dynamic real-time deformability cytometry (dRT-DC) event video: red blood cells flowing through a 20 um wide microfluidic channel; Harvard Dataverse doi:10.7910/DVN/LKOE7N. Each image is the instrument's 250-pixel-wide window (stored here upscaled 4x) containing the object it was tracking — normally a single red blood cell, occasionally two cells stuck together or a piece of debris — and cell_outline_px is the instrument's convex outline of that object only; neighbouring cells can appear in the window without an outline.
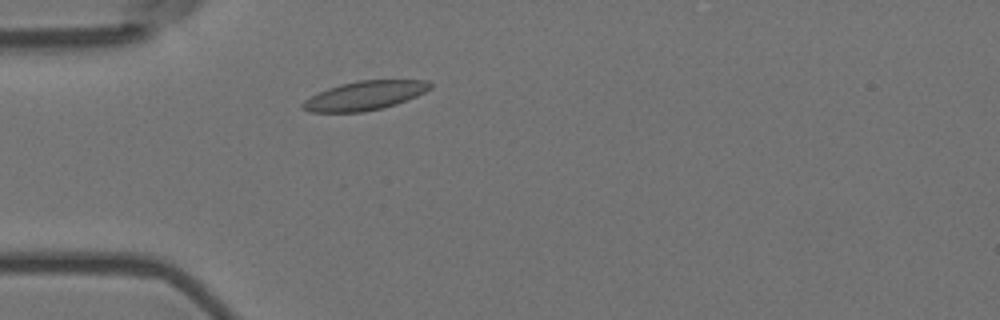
{"species": "Egyptian fruit bat (a non-hibernating species)", "species_latin": "Rousettus aegyptiacus", "temperature_condition": "room temperature", "stored_images_in_passage": 3, "camera_frame_rate_fps": 3000, "um_per_image_px": 0.085, "animal": {"sex": "female"}, "frame": {"image": 1, "passage_image": 3, "time_ms": 0.667, "image_size_px": [1000, 320], "cell_outline_px": [[432, 88], [416, 96], [396, 104], [364, 112], [308, 112], [300, 108], [300, 104], [304, 100], [328, 88], [340, 84], [356, 80], [428, 80], [432, 84]], "centroid_in_image_um": [30.98, 8.12], "position_along_channel_um": 54.0, "area_um2": 21.56}}